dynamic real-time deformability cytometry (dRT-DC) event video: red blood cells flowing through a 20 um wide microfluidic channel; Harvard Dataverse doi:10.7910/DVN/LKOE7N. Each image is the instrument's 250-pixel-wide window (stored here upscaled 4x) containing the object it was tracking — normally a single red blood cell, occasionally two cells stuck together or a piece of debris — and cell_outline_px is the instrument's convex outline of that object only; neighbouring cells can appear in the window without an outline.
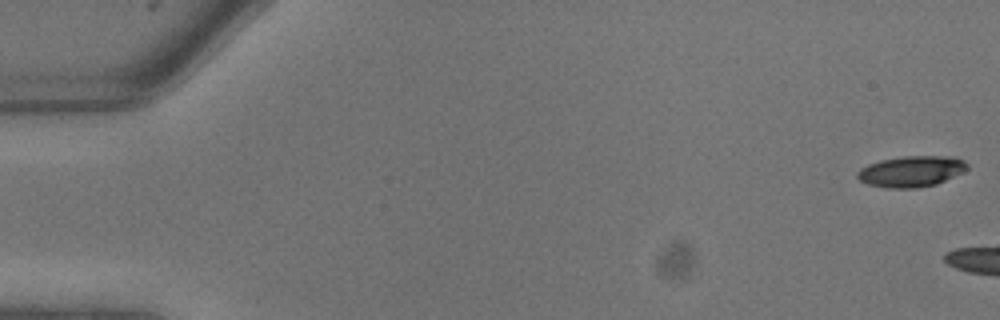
{"species": "common noctule bat (a hibernating species)", "species_latin": "Nyctalus noctula", "temperature_condition": "warm", "stored_images_in_passage": 5, "camera_frame_rate_fps": 3000, "um_per_image_px": 0.085, "animal": {"sex": "male", "body_mass_g": 13.3}, "frame": {"image": 1, "passage_image": 1, "time_ms": 0.0, "image_size_px": [1000, 320], "cell_outline_px": [[968, 168], [964, 172], [936, 184], [916, 188], [888, 188], [868, 184], [860, 180], [856, 176], [856, 172], [860, 168], [868, 164], [880, 160], [904, 156], [956, 156], [964, 160], [968, 164]], "centroid_in_image_um": [77.48, 14.56], "position_along_channel_um": 7.5, "area_um2": 20.0}}